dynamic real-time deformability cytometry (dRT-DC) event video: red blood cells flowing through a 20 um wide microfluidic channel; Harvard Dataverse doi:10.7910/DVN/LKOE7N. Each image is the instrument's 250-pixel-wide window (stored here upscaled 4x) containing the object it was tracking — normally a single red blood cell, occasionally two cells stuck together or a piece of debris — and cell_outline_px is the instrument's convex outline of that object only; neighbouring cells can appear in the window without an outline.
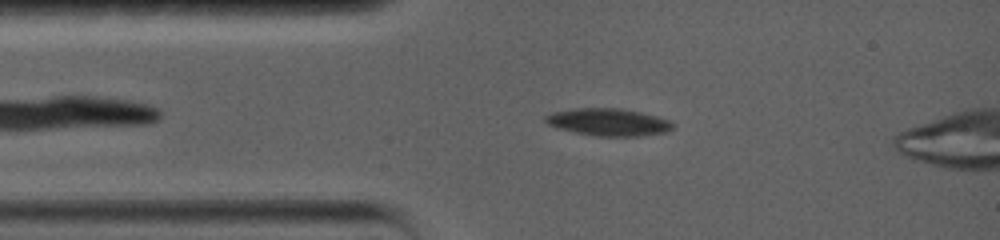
{"species": "common noctule bat (a hibernating species)", "species_latin": "Nyctalus noctula", "temperature_condition": "warm", "stored_images_in_passage": 39, "camera_frame_rate_fps": 5000, "um_per_image_px": 0.085, "animal": {"sex": "female", "body_mass_g": 19.0, "forearm_length_mm": 56.7}, "frame": {"image": 1, "passage_image": 4, "time_ms": 2.0, "image_size_px": [1000, 240], "cell_outline_px": [[672, 128], [668, 132], [640, 136], [596, 136], [576, 132], [560, 128], [548, 124], [544, 120], [544, 116], [552, 112], [572, 108], [620, 108], [640, 112], [656, 116], [668, 120], [672, 124]], "centroid_in_image_um": [51.7, 10.37], "position_along_channel_um": 33.3, "area_um2": 20.17}}
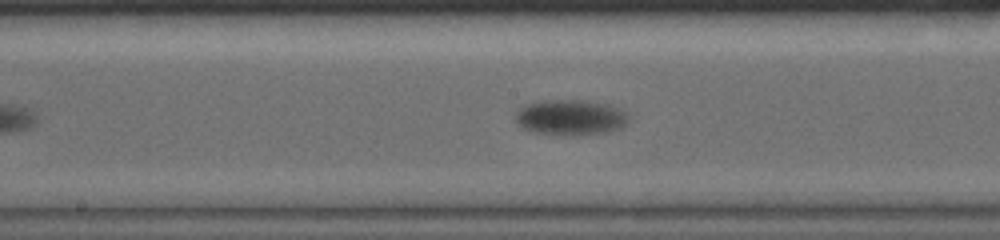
{"frame": {"image": 2, "passage_image": 16, "time_ms": 7.4, "image_size_px": [1000, 240], "cell_outline_px": [[628, 120], [620, 128], [608, 132], [576, 136], [560, 136], [532, 132], [520, 128], [516, 124], [516, 112], [520, 108], [528, 104], [548, 100], [588, 100], [608, 104], [620, 108], [628, 116]], "centroid_in_image_um": [48.47, 10.0], "position_along_channel_um": 199.7, "area_um2": 23.81}}
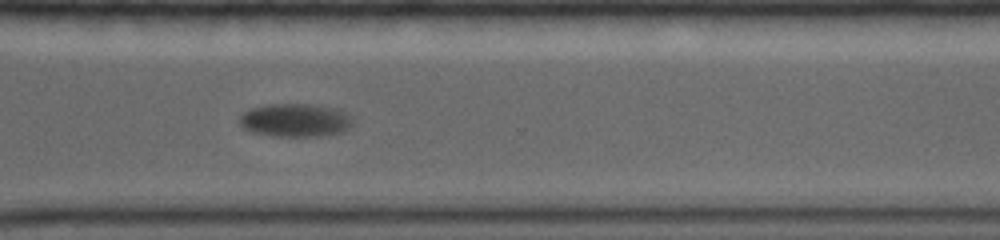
{"frame": {"image": 3, "passage_image": 25, "time_ms": 11.8, "image_size_px": [1000, 240], "cell_outline_px": [[352, 124], [348, 128], [340, 132], [320, 136], [272, 136], [252, 132], [244, 128], [240, 124], [240, 116], [244, 112], [252, 108], [268, 104], [312, 104], [336, 108], [352, 116]], "centroid_in_image_um": [25.1, 10.21], "position_along_channel_um": 345.5, "area_um2": 21.91}, "authors_computed_cell_mechanics": {"area_um2": 22.253, "velocity_mm_per_s": 3.3099, "shape_relaxation_time_tau1_ms": 3.3014, "shape_relaxation_time_tau2_ms": null, "deformation_change_tau1": 0.1221, "deformation_change_tau2": null}}